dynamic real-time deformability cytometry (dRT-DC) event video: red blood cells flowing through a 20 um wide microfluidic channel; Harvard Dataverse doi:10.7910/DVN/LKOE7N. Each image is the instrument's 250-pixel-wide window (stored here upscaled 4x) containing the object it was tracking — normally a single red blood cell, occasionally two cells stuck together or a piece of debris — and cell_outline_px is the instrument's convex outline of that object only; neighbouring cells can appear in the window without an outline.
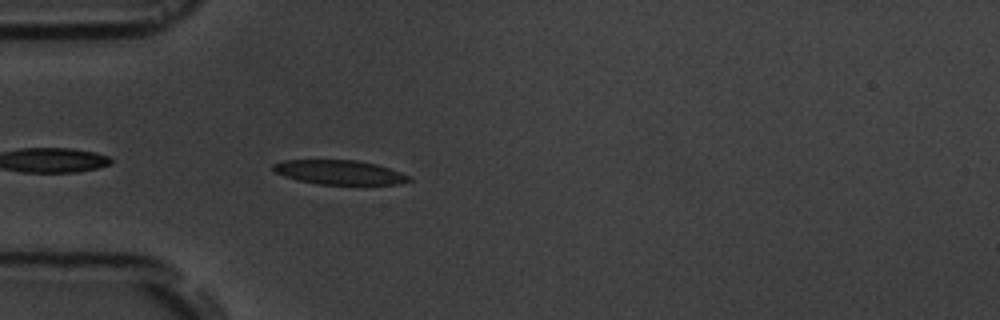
{"species": "common noctule bat (a hibernating species)", "species_latin": "Nyctalus noctula", "temperature_condition": "room temperature", "stored_images_in_passage": 5, "camera_frame_rate_fps": 3000, "um_per_image_px": 0.085, "animal": {"sex": "male", "body_mass_g": 19.5, "forearm_length_mm": 54.6}, "frame": {"image": 1, "passage_image": 5, "time_ms": 4.333, "image_size_px": [1000, 320], "cell_outline_px": [[412, 180], [400, 184], [320, 184], [296, 180], [284, 176], [276, 172], [272, 168], [272, 164], [284, 160], [356, 160], [376, 164], [400, 172], [408, 176]], "centroid_in_image_um": [28.82, 14.64], "position_along_channel_um": 56.2, "area_um2": 19.07}}